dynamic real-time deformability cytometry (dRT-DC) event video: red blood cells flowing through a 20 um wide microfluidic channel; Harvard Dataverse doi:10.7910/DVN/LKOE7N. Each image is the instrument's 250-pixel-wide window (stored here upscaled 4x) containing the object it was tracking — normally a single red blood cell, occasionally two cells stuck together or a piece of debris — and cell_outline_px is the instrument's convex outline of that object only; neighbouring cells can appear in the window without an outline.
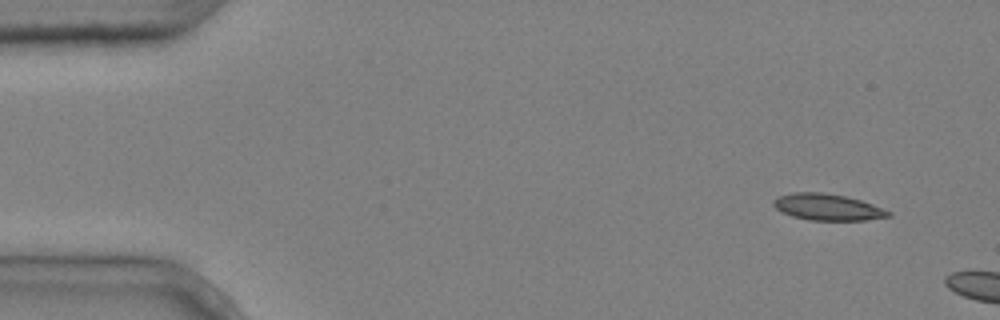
{"species": "common noctule bat (a hibernating species)", "species_latin": "Nyctalus noctula", "temperature_condition": "cold", "stored_images_in_passage": 2, "camera_frame_rate_fps": 3000, "um_per_image_px": 0.085, "animal": {"sex": "male", "body_mass_g": 20.4}, "frame": {"image": 1, "passage_image": 1, "time_ms": 0.0, "image_size_px": [1000, 320], "cell_outline_px": [[892, 216], [864, 220], [808, 220], [792, 216], [780, 212], [772, 204], [772, 200], [776, 196], [792, 192], [824, 192], [844, 196], [860, 200], [872, 204], [892, 212]], "centroid_in_image_um": [70.29, 17.6], "position_along_channel_um": 14.7, "area_um2": 17.86}}